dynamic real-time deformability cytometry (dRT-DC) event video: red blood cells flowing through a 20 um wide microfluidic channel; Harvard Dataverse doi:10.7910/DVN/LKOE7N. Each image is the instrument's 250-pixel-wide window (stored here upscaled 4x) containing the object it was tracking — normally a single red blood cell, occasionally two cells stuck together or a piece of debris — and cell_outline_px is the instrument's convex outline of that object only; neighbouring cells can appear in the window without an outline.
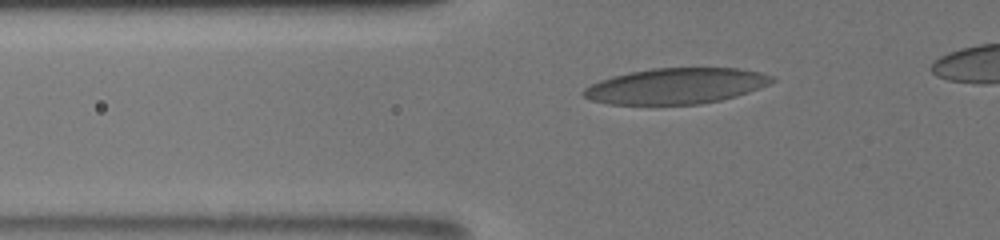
{"species": "human", "species_latin": "Homo sapiens", "temperature_condition": "room temperature", "stored_images_in_passage": 15, "camera_frame_rate_fps": 3000, "um_per_image_px": 0.085, "donor": {"sex": "male"}, "frame": {"image": 1, "passage_image": 11, "time_ms": 3.0, "image_size_px": [1000, 240], "cell_outline_px": [[776, 80], [760, 88], [736, 96], [720, 100], [700, 104], [608, 104], [592, 100], [584, 96], [580, 92], [584, 88], [600, 80], [612, 76], [628, 72], [652, 68], [740, 68], [760, 72], [772, 76]], "centroid_in_image_um": [57.45, 7.3], "position_along_channel_um": 68.3, "area_um2": 39.25}}